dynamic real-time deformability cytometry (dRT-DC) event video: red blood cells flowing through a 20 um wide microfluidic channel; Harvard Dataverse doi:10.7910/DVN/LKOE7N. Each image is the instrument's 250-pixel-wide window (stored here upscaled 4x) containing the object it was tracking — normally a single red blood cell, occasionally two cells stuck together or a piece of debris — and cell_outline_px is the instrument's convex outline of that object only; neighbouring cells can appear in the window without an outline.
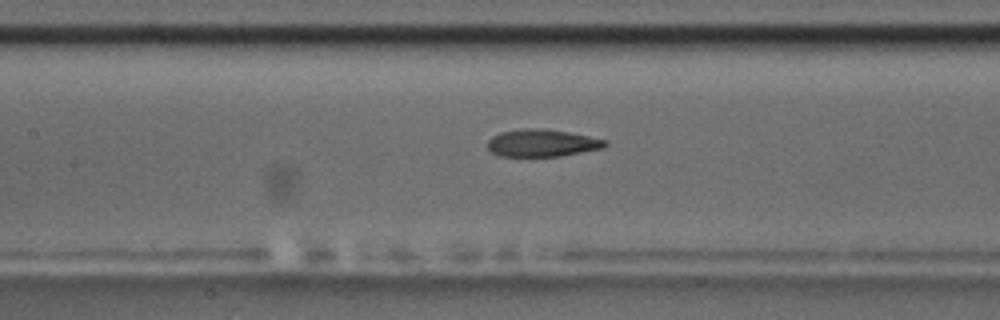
{"species": "common noctule bat (a hibernating species)", "species_latin": "Nyctalus noctula", "temperature_condition": "room temperature", "stored_images_in_passage": 43, "camera_frame_rate_fps": 3000, "um_per_image_px": 0.085, "animal": {"sex": "male", "body_mass_g": 17.5, "forearm_length_mm": 52.3}, "frame": {"image": 1, "passage_image": 25, "time_ms": 8.0, "image_size_px": [1000, 320], "cell_outline_px": [[608, 144], [604, 148], [560, 156], [500, 156], [492, 152], [488, 148], [488, 140], [492, 136], [500, 132], [520, 128], [544, 128], [568, 132], [608, 140]], "centroid_in_image_um": [46.08, 12.14], "position_along_channel_um": 161.3, "area_um2": 18.84}}